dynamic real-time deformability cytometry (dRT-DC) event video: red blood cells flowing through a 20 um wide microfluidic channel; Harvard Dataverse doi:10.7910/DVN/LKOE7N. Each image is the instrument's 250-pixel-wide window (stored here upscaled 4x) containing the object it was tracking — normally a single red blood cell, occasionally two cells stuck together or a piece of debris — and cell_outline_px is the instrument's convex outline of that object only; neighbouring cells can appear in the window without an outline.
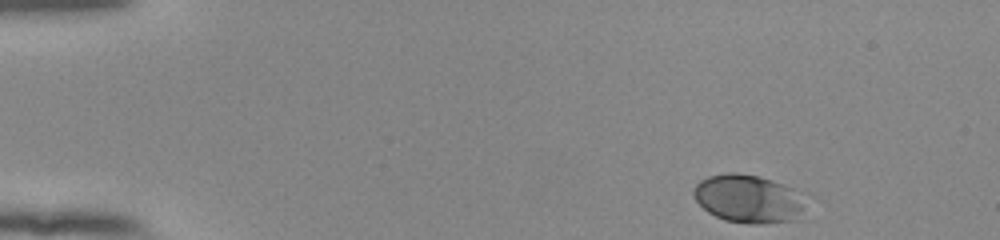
{"species": "human", "species_latin": "Homo sapiens", "temperature_condition": "room temperature", "stored_images_in_passage": 48, "camera_frame_rate_fps": 3000, "um_per_image_px": 0.085, "donor": {"sex": "female"}, "frame": {"image": 1, "passage_image": 1, "time_ms": 0.0, "image_size_px": [1000, 240], "cell_outline_px": [[804, 208], [796, 220], [764, 224], [752, 224], [724, 220], [708, 212], [692, 196], [692, 188], [700, 180], [708, 176], [728, 172], [736, 172], [756, 176], [772, 180], [792, 188], [804, 200]], "centroid_in_image_um": [63.57, 16.9], "position_along_channel_um": 21.4, "area_um2": 31.44}}
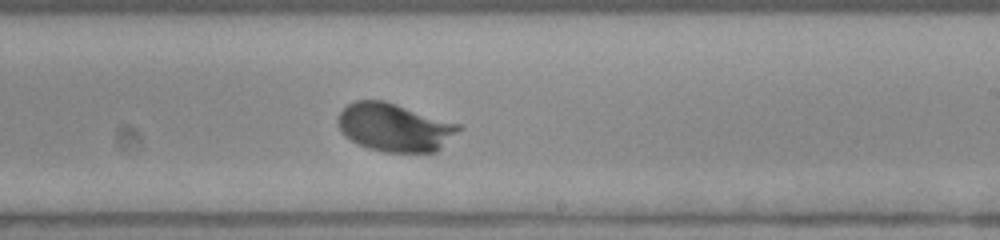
{"frame": {"image": 2, "passage_image": 28, "time_ms": 9.0, "image_size_px": [1000, 240], "cell_outline_px": [[464, 128], [436, 152], [384, 152], [368, 148], [356, 144], [344, 136], [340, 132], [336, 120], [340, 112], [348, 104], [356, 100], [384, 100], [460, 124]], "centroid_in_image_um": [33.53, 10.83], "position_along_channel_um": 255.5, "area_um2": 34.22}}
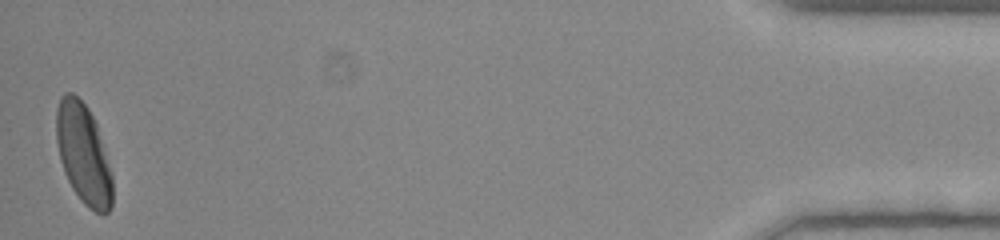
{"frame": {"image": 3, "passage_image": 48, "time_ms": 15.667, "image_size_px": [1000, 240], "cell_outline_px": [[112, 204], [108, 212], [96, 212], [88, 208], [80, 200], [72, 188], [64, 172], [60, 160], [56, 140], [56, 108], [60, 96], [64, 92], [72, 92], [88, 108], [96, 124], [112, 172]], "centroid_in_image_um": [7.07, 13.07], "position_along_channel_um": 428.1, "area_um2": 32.71}, "authors_computed_cell_mechanics": {"area_um2": 32.2524, "velocity_mm_per_s": 3.8334, "shape_relaxation_time_tau1_ms": 2.24, "shape_relaxation_time_tau2_ms": null, "deformation_change_tau1": 0.1304, "deformation_change_tau2": null}}